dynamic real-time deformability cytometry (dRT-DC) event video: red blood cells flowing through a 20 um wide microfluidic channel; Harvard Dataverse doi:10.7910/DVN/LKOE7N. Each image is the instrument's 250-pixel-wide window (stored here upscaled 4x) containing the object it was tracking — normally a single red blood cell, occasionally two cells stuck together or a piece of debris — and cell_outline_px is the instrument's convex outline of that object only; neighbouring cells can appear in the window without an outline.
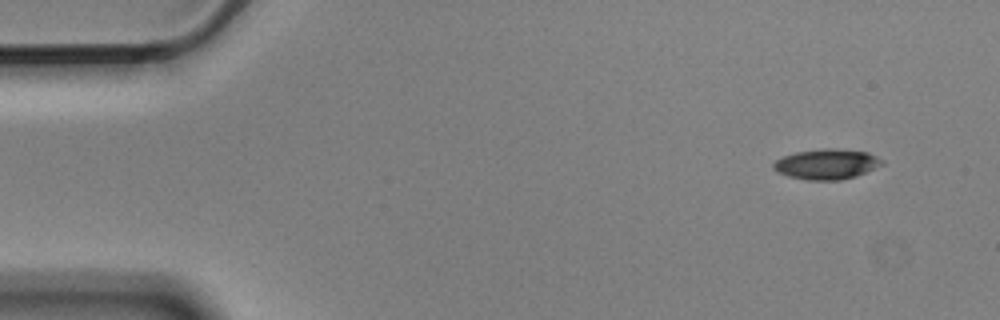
{"species": "Egyptian fruit bat (a non-hibernating species)", "species_latin": "Rousettus aegyptiacus", "temperature_condition": "cold", "stored_images_in_passage": 5, "camera_frame_rate_fps": 3000, "um_per_image_px": 0.085, "animal": {"sex": "male"}, "frame": {"image": 1, "passage_image": 1, "time_ms": 0.0, "image_size_px": [1000, 320], "cell_outline_px": [[884, 164], [856, 176], [840, 180], [808, 180], [788, 176], [776, 172], [772, 168], [772, 164], [776, 160], [784, 156], [796, 152], [824, 148], [832, 148], [868, 152], [884, 160]], "centroid_in_image_um": [70.26, 13.95], "position_along_channel_um": 14.7, "area_um2": 19.19}}
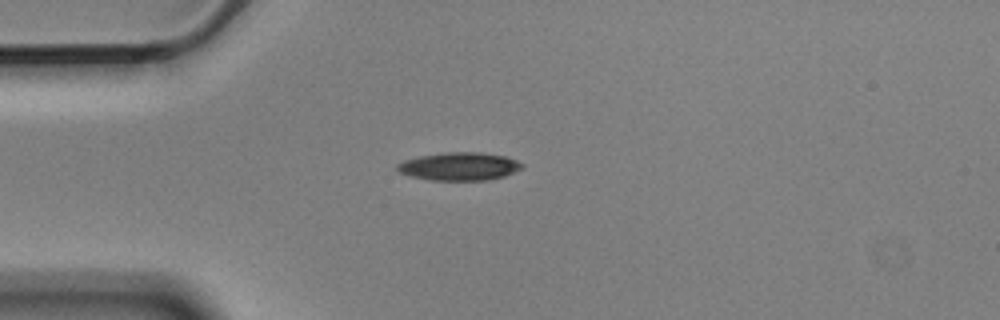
{"frame": {"image": 2, "passage_image": 4, "time_ms": 1.0, "image_size_px": [1000, 320], "cell_outline_px": [[524, 168], [504, 176], [488, 180], [428, 180], [396, 172], [396, 164], [404, 160], [420, 156], [444, 152], [480, 152], [508, 156], [524, 164]], "centroid_in_image_um": [39.05, 14.14], "position_along_channel_um": 46.0, "area_um2": 20.63}}
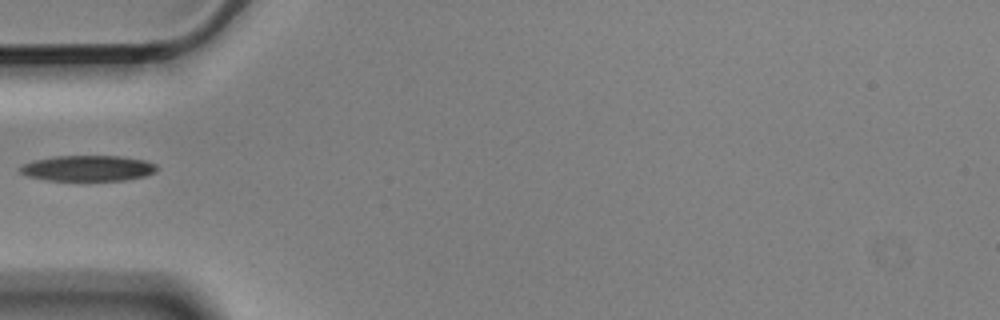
{"frame": {"image": 3, "passage_image": 5, "time_ms": 1.333, "image_size_px": [1000, 320], "cell_outline_px": [[160, 168], [156, 172], [144, 176], [124, 180], [44, 180], [28, 176], [20, 172], [20, 168], [24, 164], [36, 160], [56, 156], [120, 156], [144, 160], [156, 164]], "centroid_in_image_um": [7.52, 14.3], "position_along_channel_um": 77.5, "area_um2": 20.35}}